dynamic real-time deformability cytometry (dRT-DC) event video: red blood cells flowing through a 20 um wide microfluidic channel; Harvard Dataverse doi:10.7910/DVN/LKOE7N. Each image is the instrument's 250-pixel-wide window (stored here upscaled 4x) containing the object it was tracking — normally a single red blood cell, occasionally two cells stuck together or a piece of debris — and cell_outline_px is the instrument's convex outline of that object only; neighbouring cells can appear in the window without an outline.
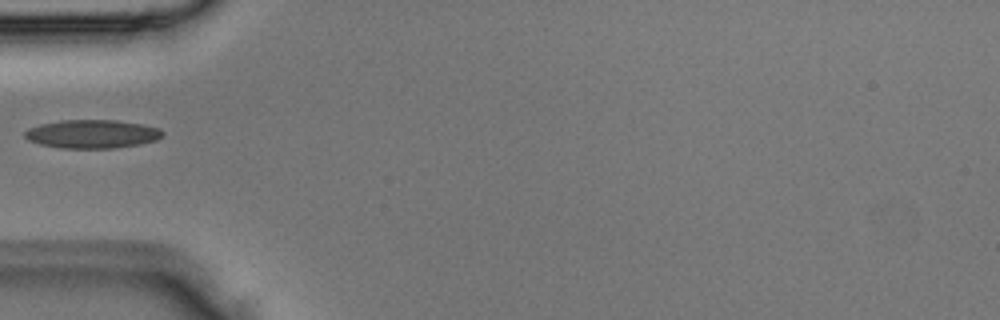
{"species": "Egyptian fruit bat (a non-hibernating species)", "species_latin": "Rousettus aegyptiacus", "temperature_condition": "room temperature", "stored_images_in_passage": 4, "camera_frame_rate_fps": 3000, "um_per_image_px": 0.085, "animal": {"sex": "male"}, "frame": {"image": 1, "passage_image": 4, "time_ms": 1.0, "image_size_px": [1000, 320], "cell_outline_px": [[164, 132], [156, 140], [140, 144], [112, 148], [60, 148], [40, 144], [28, 140], [24, 136], [24, 132], [28, 128], [40, 124], [60, 120], [116, 120], [144, 124], [160, 128]], "centroid_in_image_um": [7.82, 11.38], "position_along_channel_um": 77.2, "area_um2": 22.95}}